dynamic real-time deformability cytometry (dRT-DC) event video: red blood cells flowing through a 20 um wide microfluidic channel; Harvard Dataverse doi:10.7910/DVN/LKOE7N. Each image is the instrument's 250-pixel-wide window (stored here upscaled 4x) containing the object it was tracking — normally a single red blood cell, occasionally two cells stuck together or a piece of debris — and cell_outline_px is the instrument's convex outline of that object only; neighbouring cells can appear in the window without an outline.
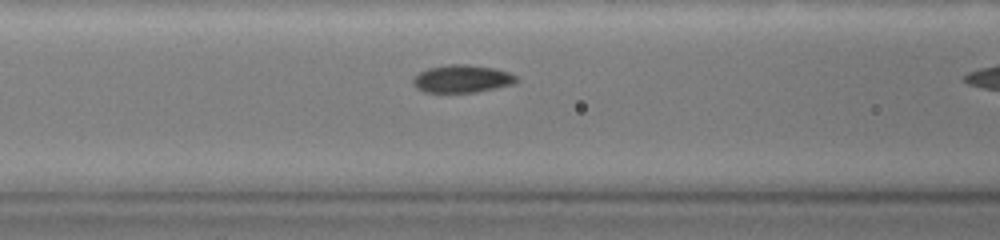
{"species": "common noctule bat (a hibernating species)", "species_latin": "Nyctalus noctula", "temperature_condition": "warm", "stored_images_in_passage": 41, "camera_frame_rate_fps": 3000, "um_per_image_px": 0.085, "animal": {"sex": "female", "body_mass_g": 19.0, "forearm_length_mm": 51.5}, "frame": {"image": 1, "passage_image": 11, "time_ms": 3.333, "image_size_px": [1000, 240], "cell_outline_px": [[520, 80], [512, 84], [476, 92], [424, 92], [416, 88], [412, 84], [412, 80], [420, 72], [428, 68], [452, 64], [468, 64], [496, 68], [508, 72], [516, 76]], "centroid_in_image_um": [39.28, 6.69], "position_along_channel_um": 127.3, "area_um2": 16.65}}
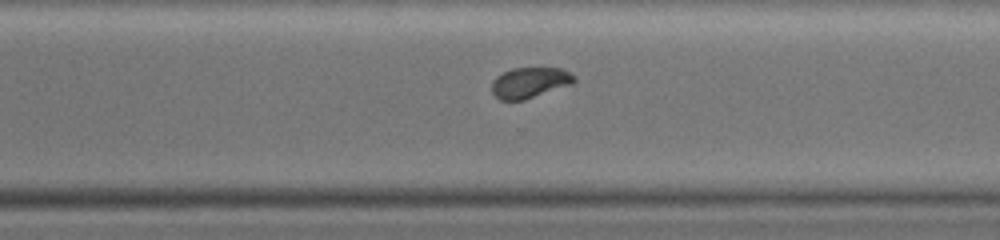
{"frame": {"image": 2, "passage_image": 31, "time_ms": 10.0, "image_size_px": [1000, 240], "cell_outline_px": [[576, 80], [572, 84], [524, 100], [500, 100], [492, 92], [492, 80], [496, 76], [512, 68], [564, 68], [576, 76]], "centroid_in_image_um": [45.05, 7.01], "position_along_channel_um": 325.6, "area_um2": 14.8}}
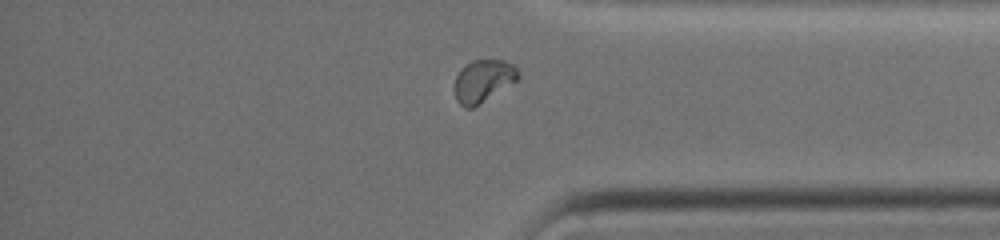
{"frame": {"image": 3, "passage_image": 38, "time_ms": 12.333, "image_size_px": [1000, 240], "cell_outline_px": [[520, 76], [516, 80], [472, 108], [464, 108], [456, 100], [452, 88], [456, 76], [460, 68], [464, 64], [472, 60], [504, 60], [512, 64], [516, 68]], "centroid_in_image_um": [40.99, 6.86], "position_along_channel_um": 394.2, "area_um2": 15.72}}